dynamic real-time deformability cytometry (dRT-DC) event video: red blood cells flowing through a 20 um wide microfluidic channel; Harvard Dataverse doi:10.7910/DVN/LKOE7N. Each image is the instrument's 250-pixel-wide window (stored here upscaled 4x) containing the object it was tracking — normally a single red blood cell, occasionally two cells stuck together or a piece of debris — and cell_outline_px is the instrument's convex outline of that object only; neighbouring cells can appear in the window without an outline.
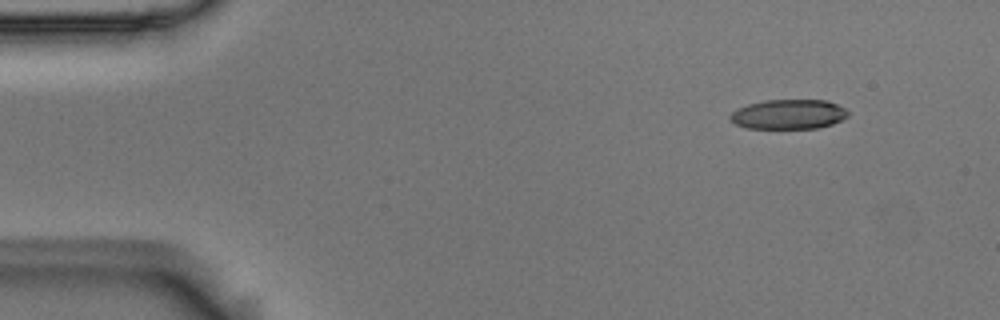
{"species": "Egyptian fruit bat (a non-hibernating species)", "species_latin": "Rousettus aegyptiacus", "temperature_condition": "room temperature", "stored_images_in_passage": 10, "camera_frame_rate_fps": 3000, "um_per_image_px": 0.085, "animal": {"sex": "male"}, "frame": {"image": 1, "passage_image": 2, "time_ms": 0.333, "image_size_px": [1000, 320], "cell_outline_px": [[848, 116], [832, 124], [820, 128], [748, 128], [736, 124], [728, 116], [732, 112], [748, 104], [764, 100], [828, 100], [844, 108], [848, 112]], "centroid_in_image_um": [67.04, 9.71], "position_along_channel_um": 18.0, "area_um2": 20.23}}
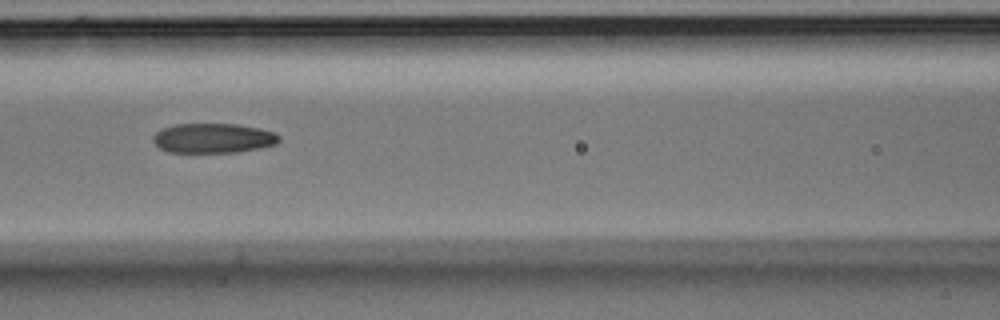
{"frame": {"image": 2, "passage_image": 7, "time_ms": 2.0, "image_size_px": [1000, 320], "cell_outline_px": [[280, 140], [276, 144], [260, 148], [236, 152], [168, 152], [160, 148], [152, 140], [152, 136], [156, 132], [164, 128], [176, 124], [240, 124], [260, 128], [272, 132], [280, 136]], "centroid_in_image_um": [18.13, 11.74], "position_along_channel_um": 148.5, "area_um2": 21.79}}
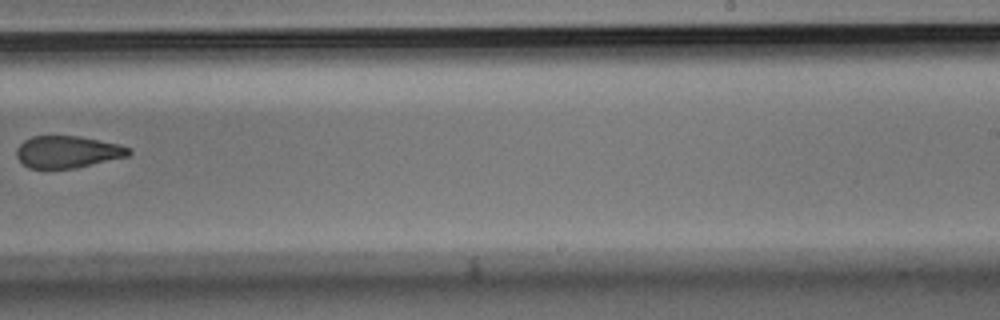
{"frame": {"image": 3, "passage_image": 10, "time_ms": 3.0, "image_size_px": [1000, 320], "cell_outline_px": [[132, 152], [128, 156], [76, 168], [28, 168], [16, 156], [16, 148], [24, 140], [32, 136], [80, 136], [120, 144], [132, 148]], "centroid_in_image_um": [5.77, 12.9], "position_along_channel_um": 283.2, "area_um2": 21.04}}